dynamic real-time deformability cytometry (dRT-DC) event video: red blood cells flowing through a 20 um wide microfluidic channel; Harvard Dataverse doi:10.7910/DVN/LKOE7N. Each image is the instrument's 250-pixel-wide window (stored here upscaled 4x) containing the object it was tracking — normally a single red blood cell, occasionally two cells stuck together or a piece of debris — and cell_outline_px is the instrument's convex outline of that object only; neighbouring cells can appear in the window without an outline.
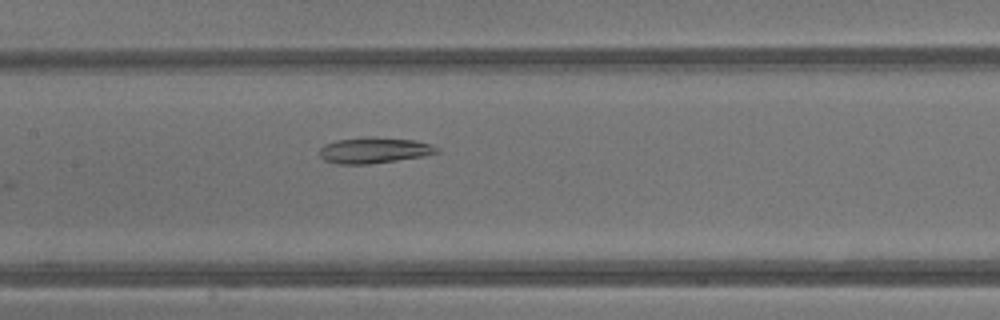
{"species": "common noctule bat (a hibernating species)", "species_latin": "Nyctalus noctula", "temperature_condition": "warm", "stored_images_in_passage": 8, "camera_frame_rate_fps": 3000, "um_per_image_px": 0.085, "animal": {"sex": "male", "body_mass_g": 13.3}, "frame": {"image": 1, "passage_image": 7, "time_ms": 2.0, "image_size_px": [1000, 320], "cell_outline_px": [[440, 152], [424, 156], [368, 164], [336, 164], [324, 160], [320, 156], [320, 148], [324, 144], [336, 140], [368, 136], [376, 136], [416, 140], [432, 144], [440, 148]], "centroid_in_image_um": [31.82, 12.76], "position_along_channel_um": 175.6, "area_um2": 18.03}}